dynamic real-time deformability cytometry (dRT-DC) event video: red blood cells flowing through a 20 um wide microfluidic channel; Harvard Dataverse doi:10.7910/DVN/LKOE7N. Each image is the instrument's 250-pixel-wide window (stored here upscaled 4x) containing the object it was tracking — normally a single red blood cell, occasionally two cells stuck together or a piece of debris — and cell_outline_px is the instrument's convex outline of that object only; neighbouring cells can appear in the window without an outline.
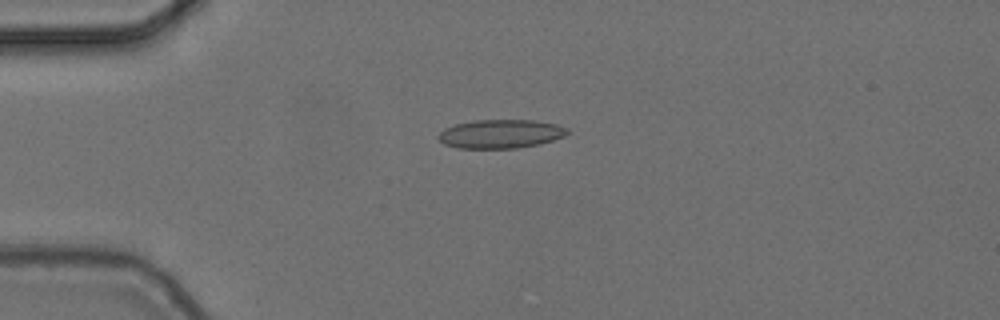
{"species": "common noctule bat (a hibernating species)", "species_latin": "Nyctalus noctula", "temperature_condition": "cold", "stored_images_in_passage": 4, "camera_frame_rate_fps": 3000, "um_per_image_px": 0.085, "animal": {"sex": "female", "body_mass_g": 24.6, "forearm_length_mm": 56.2}, "frame": {"image": 1, "passage_image": 4, "time_ms": 1.0, "image_size_px": [1000, 320], "cell_outline_px": [[568, 132], [564, 136], [540, 144], [520, 148], [460, 148], [444, 144], [436, 136], [444, 128], [456, 124], [472, 120], [532, 120], [556, 124], [568, 128]], "centroid_in_image_um": [42.54, 11.38], "position_along_channel_um": 42.5, "area_um2": 21.62}}